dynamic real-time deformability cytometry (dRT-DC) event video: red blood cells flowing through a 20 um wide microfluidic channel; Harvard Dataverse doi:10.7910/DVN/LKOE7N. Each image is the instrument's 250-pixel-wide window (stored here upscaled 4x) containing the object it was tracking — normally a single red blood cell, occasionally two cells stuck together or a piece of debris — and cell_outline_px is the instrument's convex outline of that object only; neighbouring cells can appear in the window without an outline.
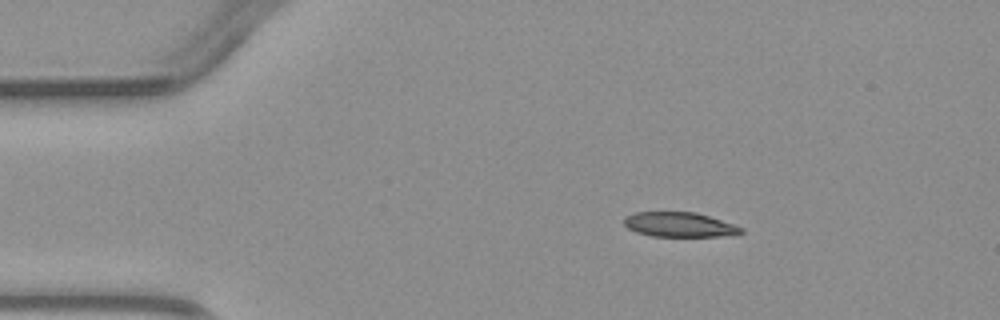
{"species": "common noctule bat (a hibernating species)", "species_latin": "Nyctalus noctula", "temperature_condition": "warm", "stored_images_in_passage": 4, "camera_frame_rate_fps": 3000, "um_per_image_px": 0.085, "animal": {"sex": "male", "body_mass_g": 23.1, "forearm_length_mm": 52.7}, "frame": {"image": 1, "passage_image": 2, "time_ms": 1.0, "image_size_px": [1000, 320], "cell_outline_px": [[744, 232], [736, 236], [652, 236], [636, 232], [628, 228], [624, 224], [624, 216], [632, 212], [696, 212], [744, 228]], "centroid_in_image_um": [57.75, 19.09], "position_along_channel_um": 27.2, "area_um2": 16.94}}
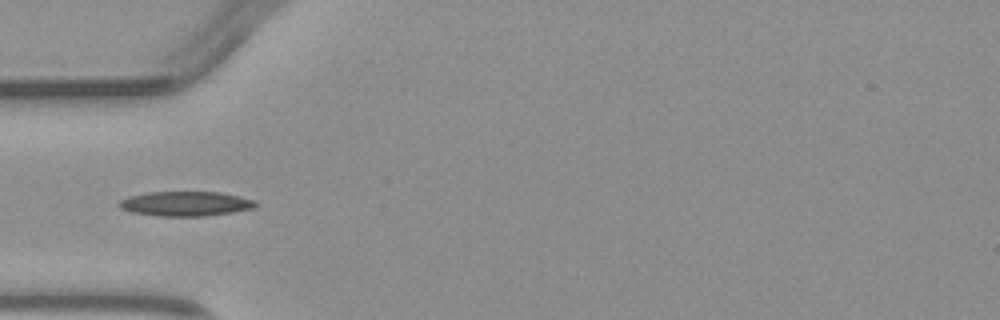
{"frame": {"image": 2, "passage_image": 4, "time_ms": 3.333, "image_size_px": [1000, 320], "cell_outline_px": [[260, 204], [256, 208], [232, 212], [204, 216], [156, 216], [132, 212], [120, 208], [120, 200], [128, 196], [148, 192], [220, 192], [240, 196], [256, 200]], "centroid_in_image_um": [15.83, 17.31], "position_along_channel_um": 69.2, "area_um2": 19.77}}